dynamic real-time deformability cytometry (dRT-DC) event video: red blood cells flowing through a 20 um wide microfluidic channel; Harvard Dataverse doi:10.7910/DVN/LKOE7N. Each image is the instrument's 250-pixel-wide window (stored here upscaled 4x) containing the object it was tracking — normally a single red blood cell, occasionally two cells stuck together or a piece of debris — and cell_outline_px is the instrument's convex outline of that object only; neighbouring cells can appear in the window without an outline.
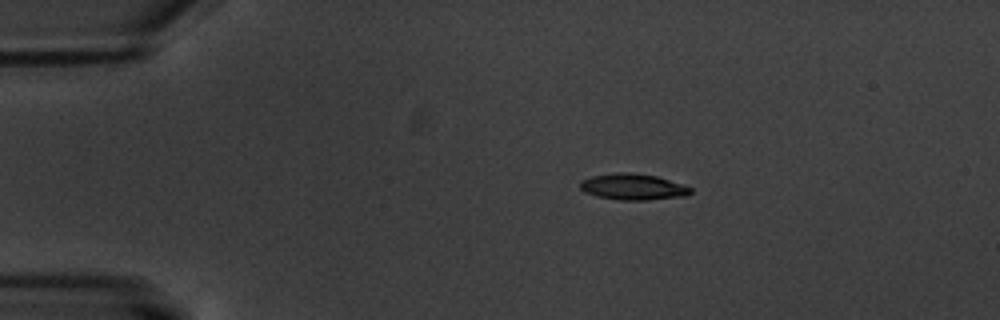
{"species": "common noctule bat (a hibernating species)", "species_latin": "Nyctalus noctula", "temperature_condition": "warm", "stored_images_in_passage": 4, "camera_frame_rate_fps": 3000, "um_per_image_px": 0.085, "animal": {"sex": "male", "body_mass_g": 20.1, "forearm_length_mm": 53.5}, "frame": {"image": 1, "passage_image": 2, "time_ms": 1.333, "image_size_px": [1000, 320], "cell_outline_px": [[692, 192], [688, 196], [648, 200], [620, 200], [596, 196], [584, 192], [580, 188], [580, 180], [592, 176], [616, 172], [628, 172], [656, 176], [684, 184], [692, 188]], "centroid_in_image_um": [53.82, 15.88], "position_along_channel_um": 31.2, "area_um2": 17.05}}
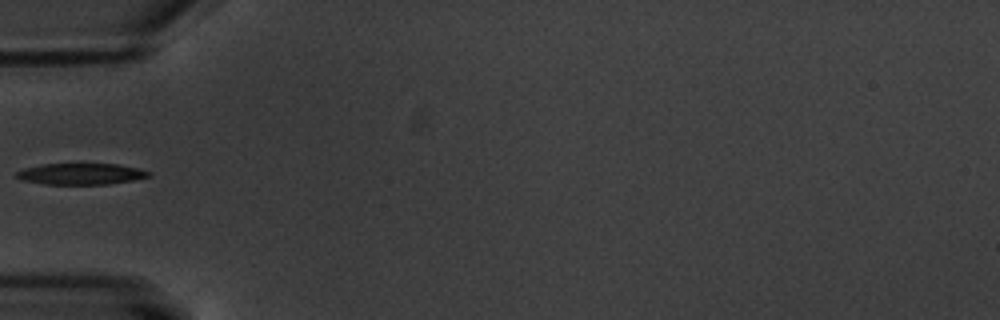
{"frame": {"image": 2, "passage_image": 4, "time_ms": 4.333, "image_size_px": [1000, 320], "cell_outline_px": [[152, 176], [132, 180], [108, 184], [44, 184], [20, 180], [16, 176], [16, 172], [24, 168], [40, 164], [120, 164], [140, 168], [152, 172]], "centroid_in_image_um": [6.9, 14.78], "position_along_channel_um": 78.1, "area_um2": 16.53}}